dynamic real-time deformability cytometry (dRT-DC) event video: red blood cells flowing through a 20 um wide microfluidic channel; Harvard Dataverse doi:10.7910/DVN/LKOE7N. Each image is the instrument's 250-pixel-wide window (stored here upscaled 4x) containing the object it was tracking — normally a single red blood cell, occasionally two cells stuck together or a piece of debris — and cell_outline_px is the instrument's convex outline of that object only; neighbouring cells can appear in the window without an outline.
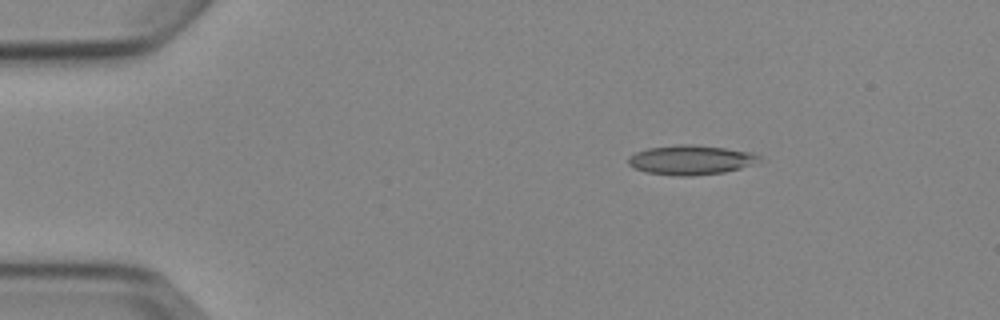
{"species": "Egyptian fruit bat (a non-hibernating species)", "species_latin": "Rousettus aegyptiacus", "temperature_condition": "cold", "stored_images_in_passage": 3, "camera_frame_rate_fps": 3000, "um_per_image_px": 0.085, "animal": {"sex": "female"}, "frame": {"image": 1, "passage_image": 1, "time_ms": 0.0, "image_size_px": [1000, 320], "cell_outline_px": [[760, 160], [752, 164], [740, 168], [724, 172], [692, 176], [680, 176], [644, 172], [628, 164], [628, 156], [636, 152], [648, 148], [676, 144], [692, 144], [724, 148], [752, 152], [760, 156]], "centroid_in_image_um": [58.69, 13.59], "position_along_channel_um": 26.3, "area_um2": 22.48}}